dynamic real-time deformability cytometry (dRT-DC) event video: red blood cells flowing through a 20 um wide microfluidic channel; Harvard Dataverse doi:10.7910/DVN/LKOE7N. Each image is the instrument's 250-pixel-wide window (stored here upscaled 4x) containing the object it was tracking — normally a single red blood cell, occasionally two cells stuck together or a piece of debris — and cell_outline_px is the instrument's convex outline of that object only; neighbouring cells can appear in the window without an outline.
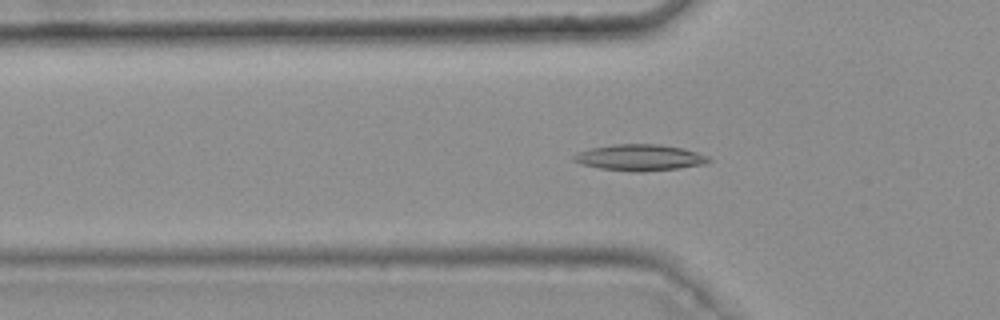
{"species": "common noctule bat (a hibernating species)", "species_latin": "Nyctalus noctula", "temperature_condition": "warm", "stored_images_in_passage": 47, "camera_frame_rate_fps": 3000, "um_per_image_px": 0.085, "animal": {"sex": "female", "body_mass_g": 25.1}, "frame": {"image": 1, "passage_image": 18, "time_ms": 5.667, "image_size_px": [1000, 320], "cell_outline_px": [[712, 160], [704, 164], [676, 168], [644, 172], [640, 172], [600, 168], [580, 164], [572, 160], [572, 156], [580, 152], [592, 148], [616, 144], [660, 144], [684, 148], [708, 156]], "centroid_in_image_um": [54.39, 13.39], "position_along_channel_um": 71.4, "area_um2": 20.46}}
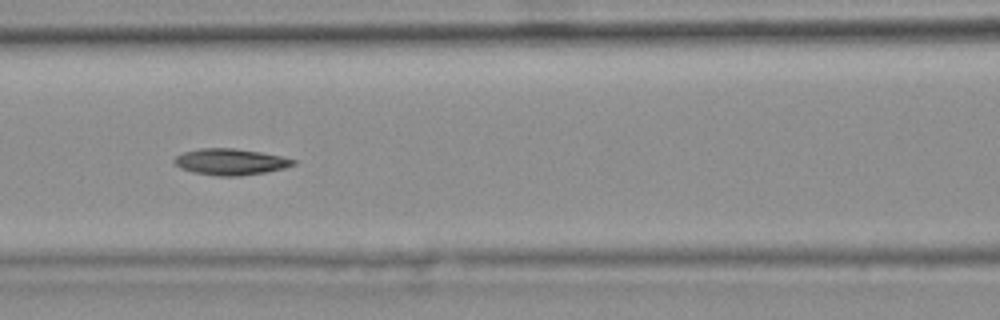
{"frame": {"image": 2, "passage_image": 24, "time_ms": 7.667, "image_size_px": [1000, 320], "cell_outline_px": [[296, 164], [284, 168], [264, 172], [240, 176], [216, 176], [192, 172], [180, 168], [172, 160], [176, 156], [184, 152], [200, 148], [232, 148], [260, 152], [280, 156], [296, 160]], "centroid_in_image_um": [19.56, 13.76], "position_along_channel_um": 147.0, "area_um2": 18.15}}
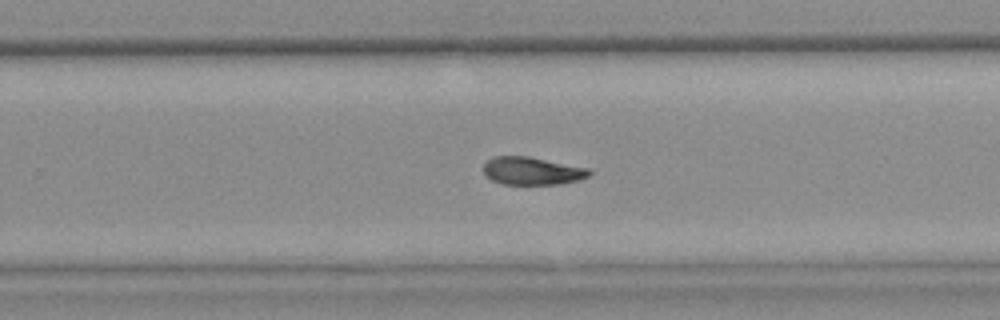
{"frame": {"image": 3, "passage_image": 35, "time_ms": 11.333, "image_size_px": [1000, 320], "cell_outline_px": [[592, 172], [588, 176], [580, 180], [560, 184], [504, 184], [492, 180], [484, 172], [484, 164], [492, 156], [528, 156], [588, 168]], "centroid_in_image_um": [45.24, 14.52], "position_along_channel_um": 284.6, "area_um2": 17.05}}